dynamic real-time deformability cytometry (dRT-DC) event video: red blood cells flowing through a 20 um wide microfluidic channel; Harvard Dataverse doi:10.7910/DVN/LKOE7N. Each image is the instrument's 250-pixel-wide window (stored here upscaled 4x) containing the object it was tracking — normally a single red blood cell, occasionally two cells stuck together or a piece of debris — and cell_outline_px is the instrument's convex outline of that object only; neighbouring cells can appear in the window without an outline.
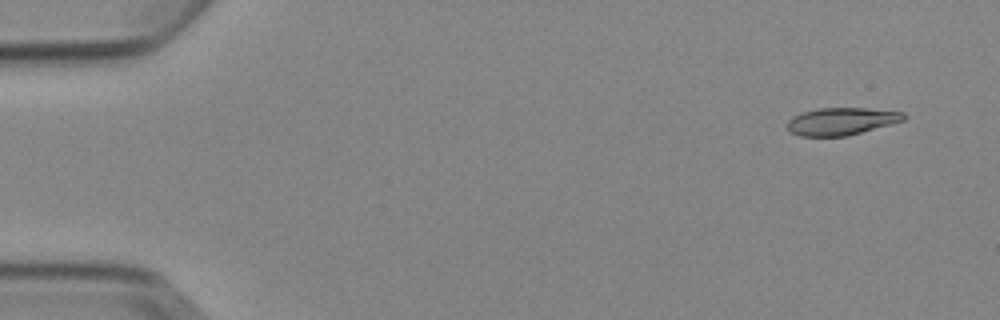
{"species": "Egyptian fruit bat (a non-hibernating species)", "species_latin": "Rousettus aegyptiacus", "temperature_condition": "cold", "stored_images_in_passage": 5, "camera_frame_rate_fps": 3000, "um_per_image_px": 0.085, "animal": {"sex": "female"}, "frame": {"image": 1, "passage_image": 1, "time_ms": 0.0, "image_size_px": [1000, 320], "cell_outline_px": [[908, 116], [904, 120], [848, 136], [800, 136], [788, 132], [784, 124], [792, 116], [804, 112], [820, 108], [864, 108], [904, 112]], "centroid_in_image_um": [71.47, 10.32], "position_along_channel_um": 13.5, "area_um2": 18.73}}
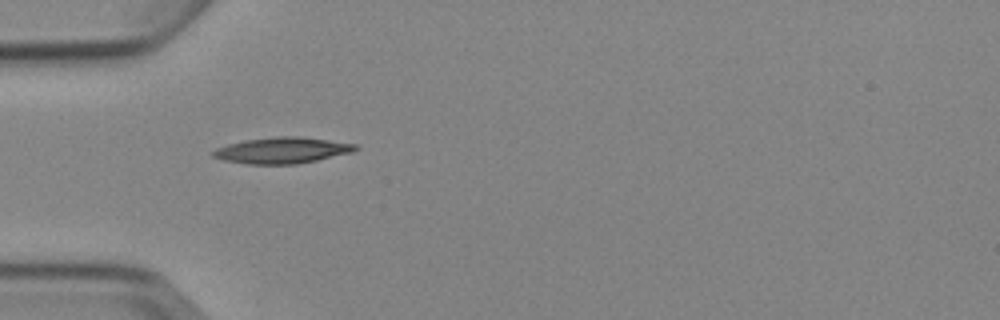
{"frame": {"image": 2, "passage_image": 4, "time_ms": 4.333, "image_size_px": [1000, 320], "cell_outline_px": [[360, 148], [352, 152], [316, 160], [296, 164], [248, 164], [224, 160], [212, 156], [212, 152], [216, 148], [228, 144], [244, 140], [276, 136], [296, 136], [328, 140], [356, 144]], "centroid_in_image_um": [23.97, 12.77], "position_along_channel_um": 61.0, "area_um2": 21.5}}
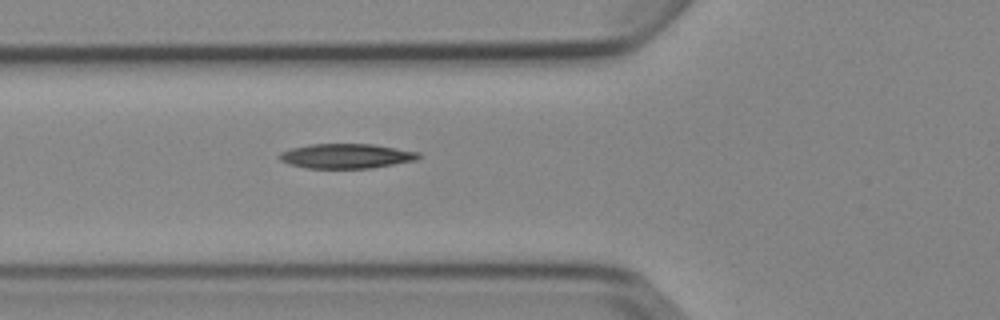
{"frame": {"image": 3, "passage_image": 5, "time_ms": 5.333, "image_size_px": [1000, 320], "cell_outline_px": [[420, 156], [416, 160], [372, 168], [308, 168], [288, 164], [280, 160], [280, 152], [292, 148], [312, 144], [372, 144], [420, 152]], "centroid_in_image_um": [29.44, 13.26], "position_along_channel_um": 96.4, "area_um2": 19.88}}